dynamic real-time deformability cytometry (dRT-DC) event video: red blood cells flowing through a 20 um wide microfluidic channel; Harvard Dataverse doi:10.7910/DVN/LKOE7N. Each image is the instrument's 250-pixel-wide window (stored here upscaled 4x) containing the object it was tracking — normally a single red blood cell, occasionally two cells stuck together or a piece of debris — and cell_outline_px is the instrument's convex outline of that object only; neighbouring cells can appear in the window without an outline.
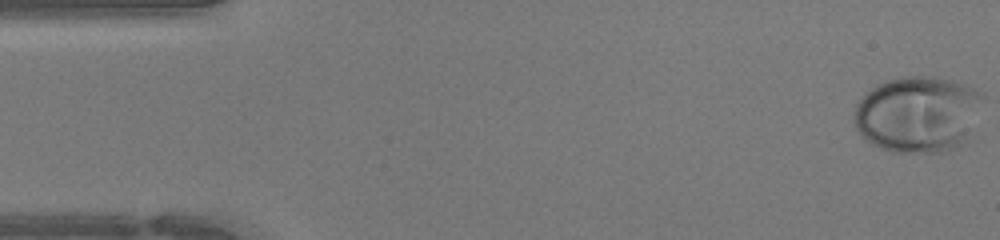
{"species": "human", "species_latin": "Homo sapiens", "temperature_condition": "warm", "stored_images_in_passage": 47, "camera_frame_rate_fps": 3000, "um_per_image_px": 0.085, "donor": {"sex": "female"}, "frame": {"image": 1, "passage_image": 1, "time_ms": 0.0, "image_size_px": [1000, 240], "cell_outline_px": [[984, 96], [972, 140], [960, 148], [944, 152], [892, 152], [880, 148], [872, 144], [860, 136], [852, 120], [852, 112], [856, 104], [864, 92], [876, 84], [888, 80], [904, 76], [932, 76], [952, 80], [964, 84], [984, 92]], "centroid_in_image_um": [78.06, 9.72], "position_along_channel_um": 6.9, "area_um2": 59.13}}
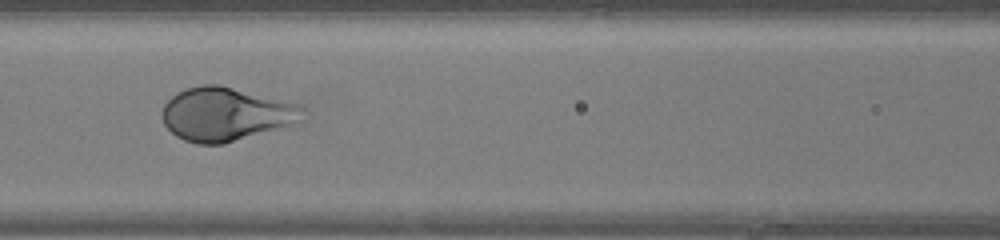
{"frame": {"image": 2, "passage_image": 20, "time_ms": 6.333, "image_size_px": [1000, 240], "cell_outline_px": [[304, 108], [288, 124], [276, 128], [224, 144], [196, 144], [184, 140], [176, 136], [164, 124], [160, 116], [164, 104], [176, 92], [184, 88], [200, 84], [220, 84], [296, 104]], "centroid_in_image_um": [19.01, 9.68], "position_along_channel_um": 147.6, "area_um2": 42.89}}
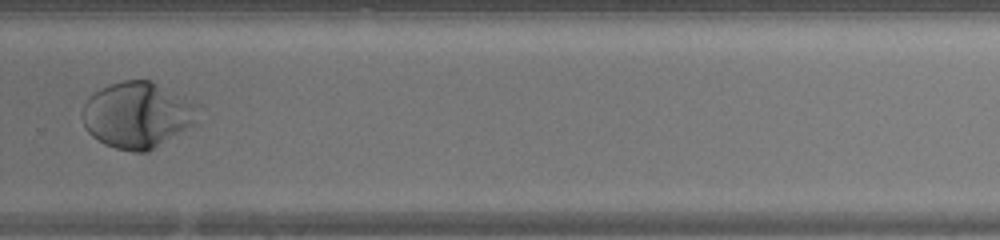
{"frame": {"image": 3, "passage_image": 32, "time_ms": 10.333, "image_size_px": [1000, 240], "cell_outline_px": [[196, 104], [192, 124], [152, 148], [144, 152], [132, 152], [116, 148], [104, 144], [92, 136], [84, 128], [84, 104], [100, 88], [124, 80], [148, 80]], "centroid_in_image_um": [11.58, 9.78], "position_along_channel_um": 318.2, "area_um2": 42.77}, "authors_computed_cell_mechanics": {"area_um2": 44.217, "velocity_mm_per_s": 4.2751, "shape_relaxation_time_tau1_ms": 3.5248, "shape_relaxation_time_tau2_ms": null, "deformation_change_tau1": 0.2016, "deformation_change_tau2": null}}